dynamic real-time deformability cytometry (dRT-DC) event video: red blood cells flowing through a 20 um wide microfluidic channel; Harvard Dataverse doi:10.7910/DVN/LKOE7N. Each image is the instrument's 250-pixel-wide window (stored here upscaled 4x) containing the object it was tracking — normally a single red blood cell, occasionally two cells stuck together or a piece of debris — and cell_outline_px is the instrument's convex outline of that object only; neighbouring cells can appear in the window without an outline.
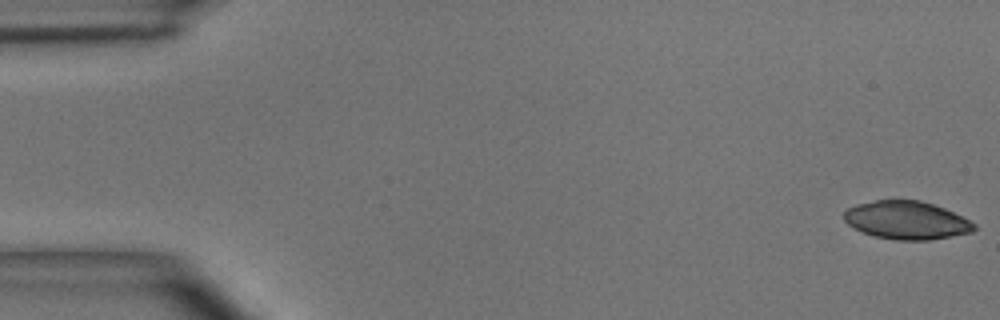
{"species": "common noctule bat (a hibernating species)", "species_latin": "Nyctalus noctula", "temperature_condition": "room temperature", "stored_images_in_passage": 49, "camera_frame_rate_fps": 3000, "um_per_image_px": 0.085, "animal": {"sex": "male", "body_mass_g": 15.6}, "frame": {"image": 1, "passage_image": 1, "time_ms": 0.0, "image_size_px": [1000, 320], "cell_outline_px": [[976, 228], [972, 232], [928, 240], [896, 240], [876, 236], [864, 232], [848, 224], [844, 220], [844, 212], [848, 208], [856, 204], [896, 196], [920, 200], [944, 208], [976, 224]], "centroid_in_image_um": [77.03, 18.67], "position_along_channel_um": 8.0, "area_um2": 29.19}}
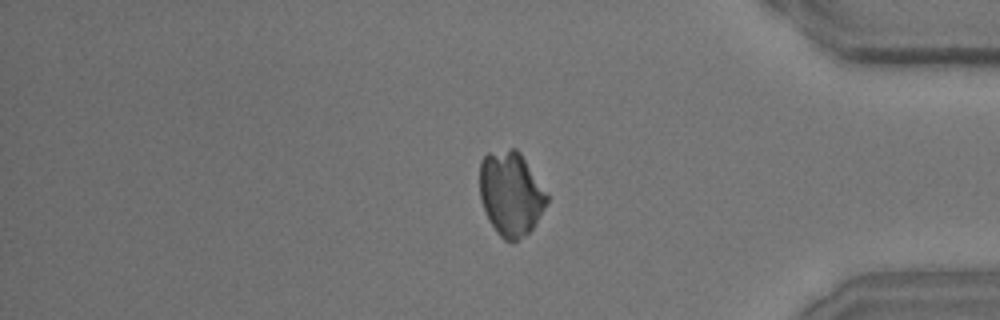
{"frame": {"image": 2, "passage_image": 41, "time_ms": 13.333, "image_size_px": [1000, 320], "cell_outline_px": [[548, 200], [536, 224], [528, 232], [516, 240], [504, 240], [496, 232], [480, 200], [480, 160], [488, 152], [512, 148], [516, 148], [520, 152], [548, 196]], "centroid_in_image_um": [43.4, 16.43], "position_along_channel_um": 391.8, "area_um2": 32.6}}
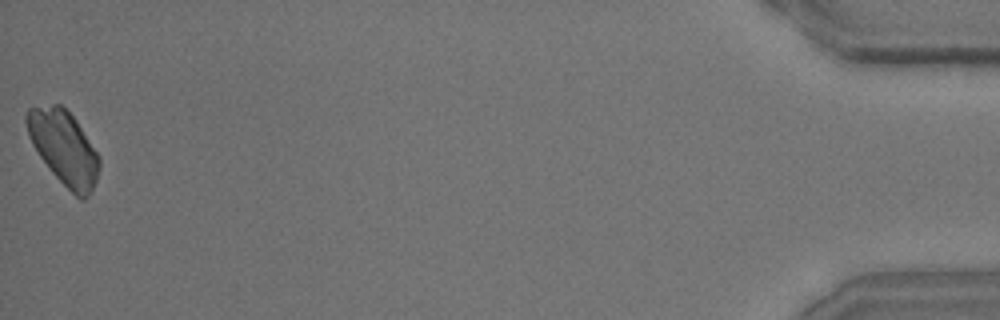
{"frame": {"image": 3, "passage_image": 49, "time_ms": 16.0, "image_size_px": [1000, 320], "cell_outline_px": [[100, 168], [96, 180], [88, 196], [84, 200], [80, 200], [52, 172], [40, 156], [32, 144], [28, 136], [24, 120], [24, 116], [28, 108], [52, 104], [60, 104], [76, 120], [100, 156]], "centroid_in_image_um": [5.41, 12.53], "position_along_channel_um": 429.8, "area_um2": 31.15}}